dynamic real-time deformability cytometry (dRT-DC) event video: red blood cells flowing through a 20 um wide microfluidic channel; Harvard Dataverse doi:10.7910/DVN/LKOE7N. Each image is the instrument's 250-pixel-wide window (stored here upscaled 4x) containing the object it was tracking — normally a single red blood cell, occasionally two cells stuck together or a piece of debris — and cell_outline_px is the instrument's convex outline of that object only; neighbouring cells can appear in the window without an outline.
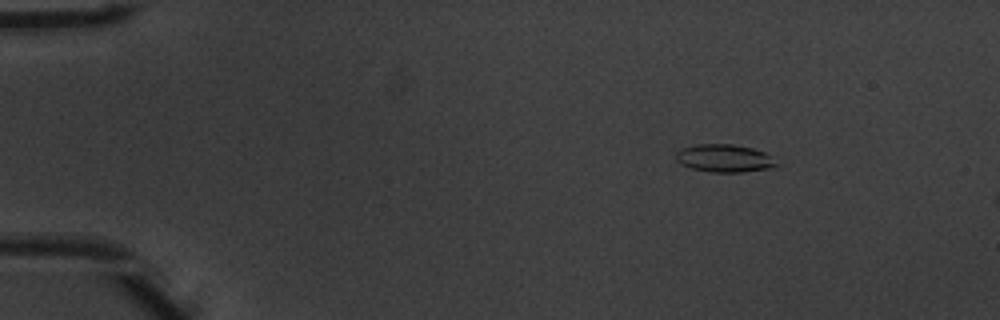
{"species": "common noctule bat (a hibernating species)", "species_latin": "Nyctalus noctula", "temperature_condition": "warm", "stored_images_in_passage": 8, "camera_frame_rate_fps": 3000, "um_per_image_px": 0.085, "animal": {"sex": "male", "body_mass_g": 20.1, "forearm_length_mm": 53.5}, "frame": {"image": 1, "passage_image": 2, "time_ms": 0.333, "image_size_px": [1000, 320], "cell_outline_px": [[780, 164], [768, 168], [744, 172], [708, 172], [692, 168], [680, 164], [676, 160], [676, 152], [684, 148], [696, 144], [732, 144], [752, 148], [764, 152]], "centroid_in_image_um": [61.55, 13.45], "position_along_channel_um": 23.4, "area_um2": 16.18}}